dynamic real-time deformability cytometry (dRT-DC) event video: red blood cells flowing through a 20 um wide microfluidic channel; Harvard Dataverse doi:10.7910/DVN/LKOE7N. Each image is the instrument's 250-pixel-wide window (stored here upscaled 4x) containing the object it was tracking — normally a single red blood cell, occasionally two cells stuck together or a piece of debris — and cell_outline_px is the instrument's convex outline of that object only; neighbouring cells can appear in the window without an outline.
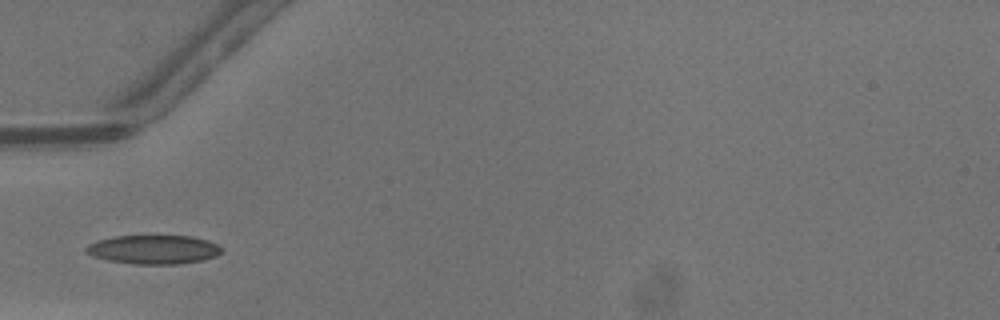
{"species": "common noctule bat (a hibernating species)", "species_latin": "Nyctalus noctula", "temperature_condition": "warm", "stored_images_in_passage": 23, "camera_frame_rate_fps": 3000, "um_per_image_px": 0.085, "animal": {"sex": "male", "body_mass_g": 13.3}, "frame": {"image": 1, "passage_image": 1, "time_ms": 0.0, "image_size_px": [1000, 320], "cell_outline_px": [[224, 252], [216, 256], [204, 260], [180, 264], [132, 264], [108, 260], [92, 256], [84, 252], [84, 248], [88, 244], [100, 240], [116, 236], [192, 236], [208, 240], [224, 248]], "centroid_in_image_um": [13.09, 21.22], "position_along_channel_um": 71.9, "area_um2": 23.06}}
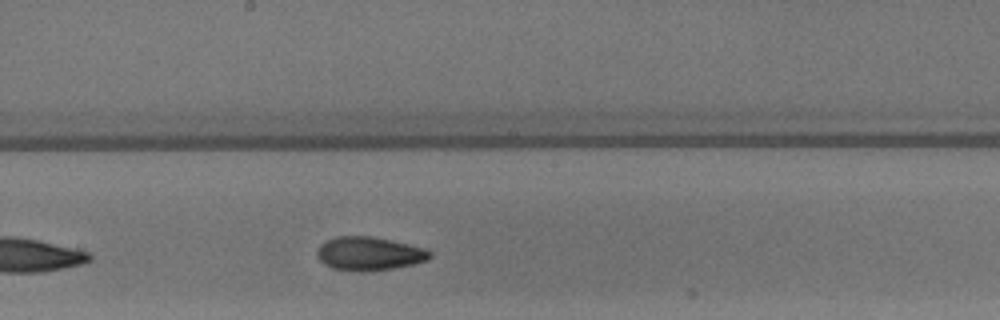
{"frame": {"image": 2, "passage_image": 11, "time_ms": 3.333, "image_size_px": [1000, 320], "cell_outline_px": [[432, 256], [428, 260], [412, 264], [392, 268], [364, 272], [360, 272], [332, 268], [324, 264], [320, 260], [316, 252], [320, 244], [336, 236], [372, 236], [408, 244], [424, 248], [432, 252]], "centroid_in_image_um": [31.37, 21.56], "position_along_channel_um": 216.8, "area_um2": 22.02}}
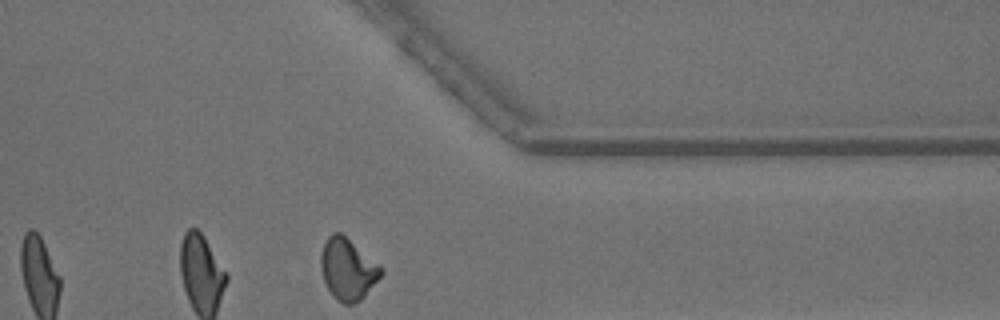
{"frame": {"image": 3, "passage_image": 23, "time_ms": 7.333, "image_size_px": [1000, 320], "cell_outline_px": [[384, 272], [364, 296], [360, 300], [352, 304], [344, 304], [328, 288], [324, 280], [320, 268], [320, 256], [324, 244], [328, 236], [332, 232], [340, 232], [380, 264], [384, 268]], "centroid_in_image_um": [29.57, 22.84], "position_along_channel_um": 381.8, "area_um2": 21.33}, "authors_computed_cell_mechanics": {"area_um2": 21.3282, "velocity_mm_per_s": 4.3216, "shape_relaxation_time_tau1_ms": 4.5218, "shape_relaxation_time_tau2_ms": 2.0227, "deformation_change_tau1": 0.1542, "deformation_change_tau2": 0.0761}}